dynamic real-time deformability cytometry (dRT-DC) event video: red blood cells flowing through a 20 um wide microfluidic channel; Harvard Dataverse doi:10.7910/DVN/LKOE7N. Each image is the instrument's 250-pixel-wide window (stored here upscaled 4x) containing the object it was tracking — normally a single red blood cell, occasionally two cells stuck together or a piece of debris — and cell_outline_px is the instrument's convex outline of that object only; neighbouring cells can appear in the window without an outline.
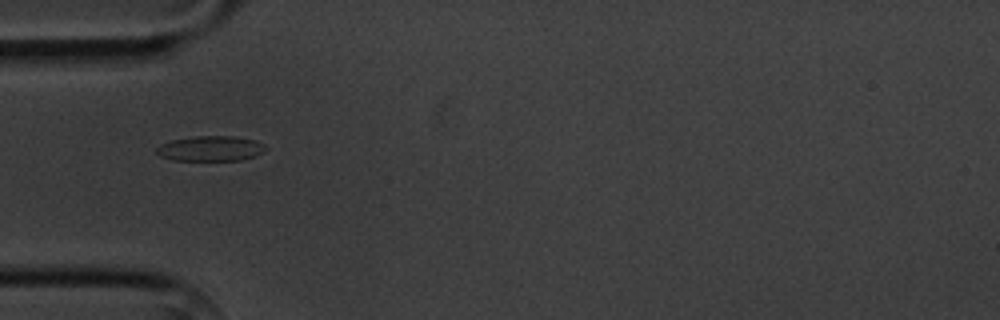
{"species": "common noctule bat (a hibernating species)", "species_latin": "Nyctalus noctula", "temperature_condition": "cold", "stored_images_in_passage": 11, "camera_frame_rate_fps": 3000, "um_per_image_px": 0.085, "animal": {"sex": "male", "body_mass_g": 20.1, "forearm_length_mm": 53.5}, "frame": {"image": 1, "passage_image": 1, "time_ms": 0.0, "image_size_px": [1000, 320], "cell_outline_px": [[268, 148], [264, 152], [256, 156], [240, 160], [172, 160], [160, 156], [156, 152], [156, 148], [160, 144], [172, 140], [196, 136], [232, 136], [256, 140], [264, 144]], "centroid_in_image_um": [17.93, 12.62], "position_along_channel_um": 67.1, "area_um2": 16.07}}
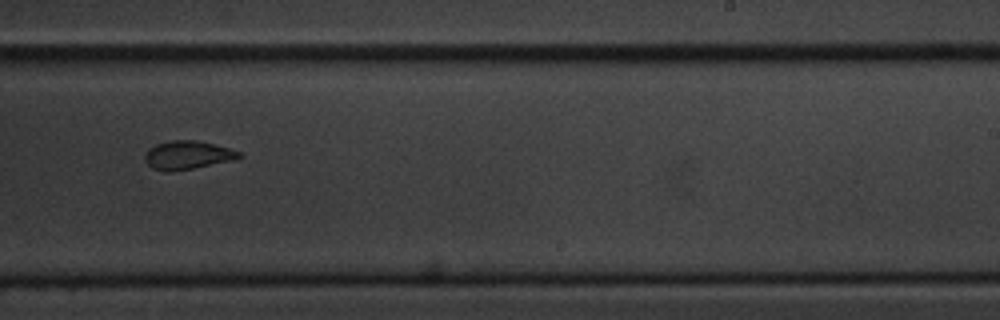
{"frame": {"image": 2, "passage_image": 6, "time_ms": 5.667, "image_size_px": [1000, 320], "cell_outline_px": [[244, 156], [236, 160], [192, 168], [168, 172], [152, 168], [144, 160], [144, 156], [148, 148], [156, 144], [172, 140], [196, 140], [228, 148], [240, 152]], "centroid_in_image_um": [15.94, 13.18], "position_along_channel_um": 273.1, "area_um2": 15.61}}
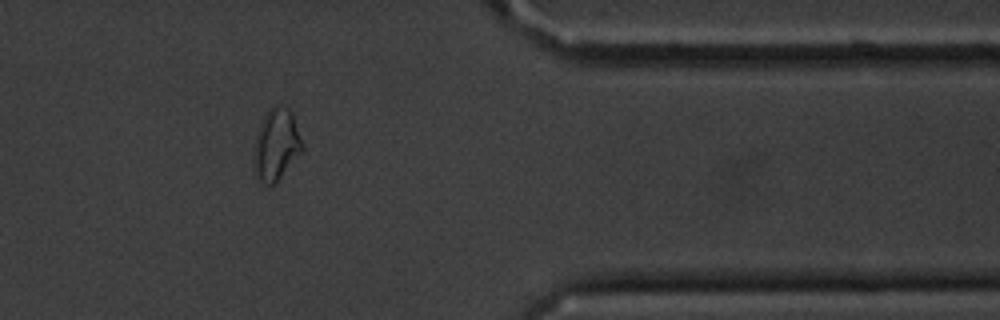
{"frame": {"image": 3, "passage_image": 9, "time_ms": 9.333, "image_size_px": [1000, 320], "cell_outline_px": [[304, 152], [276, 184], [264, 184], [256, 176], [252, 168], [252, 152], [256, 136], [260, 124], [268, 108], [276, 104], [288, 108], [292, 112], [304, 144]], "centroid_in_image_um": [23.49, 12.33], "position_along_channel_um": 387.9, "area_um2": 21.1}, "authors_computed_cell_mechanics": {"area_um2": 16.0684, "velocity_mm_per_s": 3.6264, "shape_relaxation_time_tau1_ms": 4.8678, "shape_relaxation_time_tau2_ms": 1.9712, "deformation_change_tau1": 0.1168, "deformation_change_tau2": 0.0518}}